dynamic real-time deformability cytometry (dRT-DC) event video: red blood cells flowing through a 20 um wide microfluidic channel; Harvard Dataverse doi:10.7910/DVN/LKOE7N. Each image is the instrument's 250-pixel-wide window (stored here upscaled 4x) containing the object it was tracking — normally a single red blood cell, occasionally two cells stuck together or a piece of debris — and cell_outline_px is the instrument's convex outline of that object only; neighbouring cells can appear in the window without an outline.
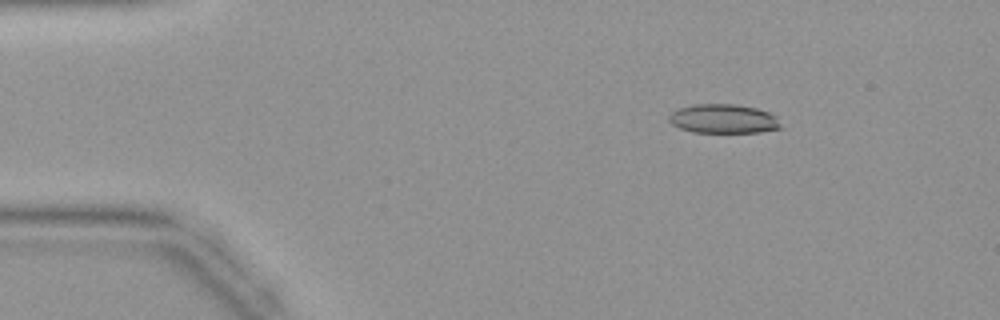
{"species": "common noctule bat (a hibernating species)", "species_latin": "Nyctalus noctula", "temperature_condition": "warm", "stored_images_in_passage": 44, "camera_frame_rate_fps": 3000, "um_per_image_px": 0.085, "animal": {"sex": "female", "body_mass_g": 19.9}, "frame": {"image": 1, "passage_image": 7, "time_ms": 2.0, "image_size_px": [1000, 320], "cell_outline_px": [[784, 128], [760, 132], [692, 132], [680, 128], [672, 124], [668, 120], [668, 116], [676, 108], [696, 104], [736, 104], [756, 108], [768, 112], [776, 116]], "centroid_in_image_um": [61.5, 10.09], "position_along_channel_um": 23.5, "area_um2": 19.13}}
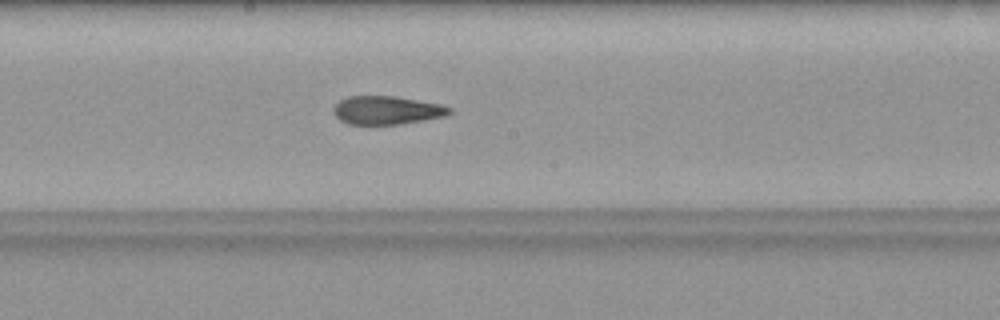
{"frame": {"image": 2, "passage_image": 24, "time_ms": 7.667, "image_size_px": [1000, 320], "cell_outline_px": [[452, 112], [444, 116], [424, 120], [400, 124], [348, 124], [340, 120], [332, 112], [332, 108], [340, 100], [348, 96], [396, 96], [440, 104], [452, 108]], "centroid_in_image_um": [32.86, 9.36], "position_along_channel_um": 215.3, "area_um2": 19.19}}
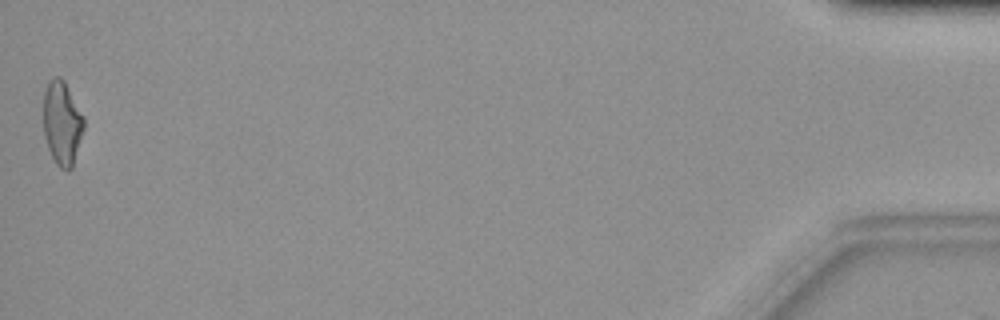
{"frame": {"image": 3, "passage_image": 44, "time_ms": 14.333, "image_size_px": [1000, 320], "cell_outline_px": [[84, 128], [72, 168], [68, 172], [60, 168], [56, 164], [48, 148], [44, 136], [44, 92], [48, 84], [56, 76], [60, 76], [64, 80], [84, 116]], "centroid_in_image_um": [5.29, 10.49], "position_along_channel_um": 429.9, "area_um2": 19.71}}